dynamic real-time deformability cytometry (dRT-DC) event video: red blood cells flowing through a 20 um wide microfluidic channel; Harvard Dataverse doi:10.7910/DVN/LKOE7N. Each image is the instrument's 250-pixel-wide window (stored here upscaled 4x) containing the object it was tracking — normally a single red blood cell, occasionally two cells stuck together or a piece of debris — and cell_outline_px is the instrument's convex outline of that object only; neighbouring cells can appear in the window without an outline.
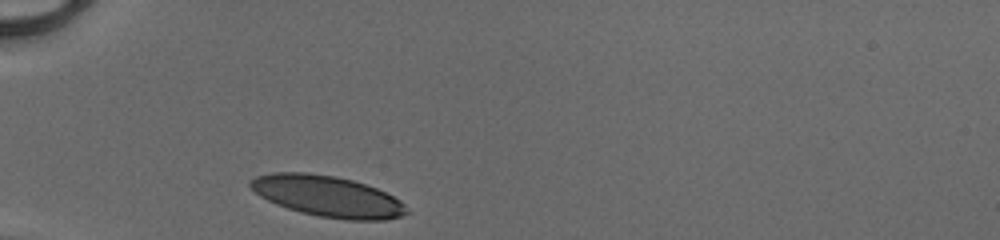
{"species": "human", "species_latin": "Homo sapiens", "temperature_condition": "cold", "stored_images_in_passage": 27, "camera_frame_rate_fps": 3000, "um_per_image_px": 0.085, "donor": {"sex": "male"}, "frame": {"image": 1, "passage_image": 1, "time_ms": 0.0, "image_size_px": [1000, 240], "cell_outline_px": [[412, 212], [400, 216], [384, 220], [348, 220], [320, 216], [300, 212], [276, 204], [260, 196], [248, 184], [248, 180], [256, 176], [272, 172], [308, 172], [336, 176], [352, 180], [376, 188], [400, 200]], "centroid_in_image_um": [27.84, 16.67], "position_along_channel_um": 57.2, "area_um2": 37.34}}
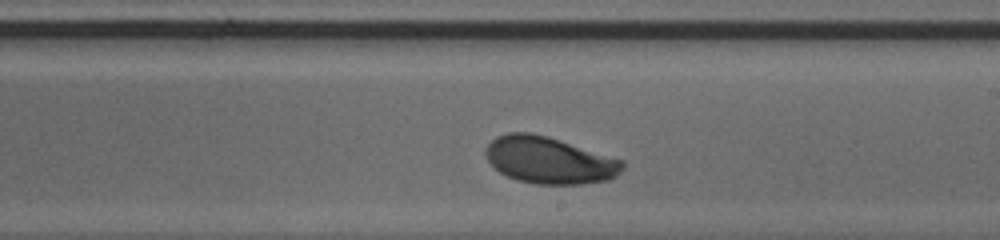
{"frame": {"image": 2, "passage_image": 16, "time_ms": 5.0, "image_size_px": [1000, 240], "cell_outline_px": [[624, 168], [616, 176], [608, 180], [584, 184], [536, 184], [516, 180], [500, 172], [488, 160], [484, 152], [488, 144], [496, 136], [508, 132], [528, 132], [548, 136], [624, 160]], "centroid_in_image_um": [46.7, 13.62], "position_along_channel_um": 242.3, "area_um2": 37.45}}
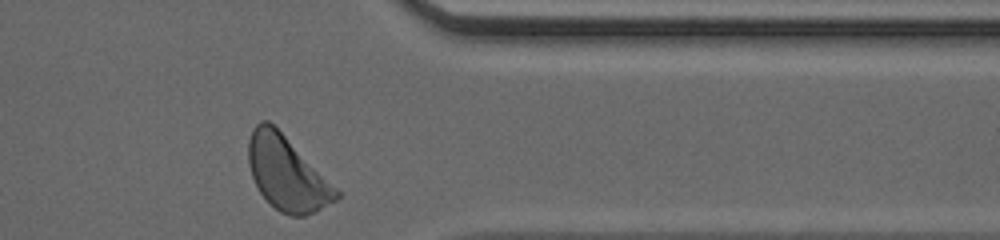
{"frame": {"image": 3, "passage_image": 27, "time_ms": 8.667, "image_size_px": [1000, 240], "cell_outline_px": [[340, 196], [336, 200], [316, 212], [304, 216], [288, 216], [280, 212], [260, 192], [252, 176], [248, 164], [248, 140], [252, 128], [260, 120], [268, 120], [340, 192]], "centroid_in_image_um": [24.36, 14.76], "position_along_channel_um": 387.0, "area_um2": 36.99}, "authors_computed_cell_mechanics": {"area_um2": 37.4544, "velocity_mm_per_s": 4.0842, "shape_relaxation_time_tau1_ms": 1.8536, "shape_relaxation_time_tau2_ms": null, "deformation_change_tau1": 0.1264, "deformation_change_tau2": null}}